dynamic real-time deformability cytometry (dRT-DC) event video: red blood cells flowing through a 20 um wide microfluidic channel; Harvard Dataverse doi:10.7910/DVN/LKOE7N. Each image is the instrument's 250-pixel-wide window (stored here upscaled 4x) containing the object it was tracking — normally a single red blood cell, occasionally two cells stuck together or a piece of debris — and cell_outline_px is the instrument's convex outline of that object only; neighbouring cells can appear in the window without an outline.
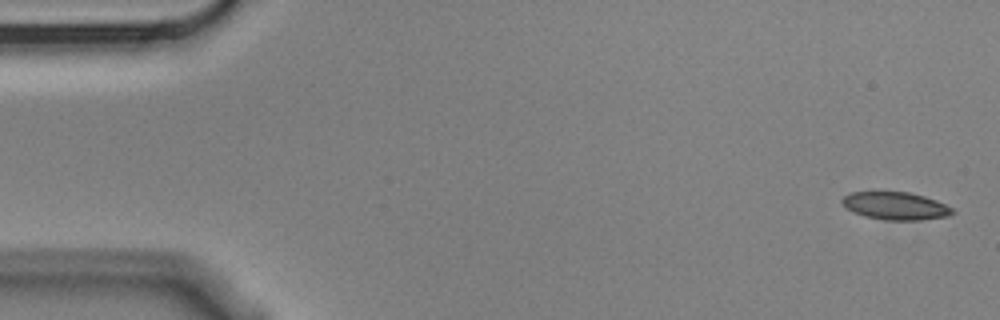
{"species": "Egyptian fruit bat (a non-hibernating species)", "species_latin": "Rousettus aegyptiacus", "temperature_condition": "cold", "stored_images_in_passage": 6, "camera_frame_rate_fps": 3000, "um_per_image_px": 0.085, "animal": {"sex": "male"}, "frame": {"image": 1, "passage_image": 1, "time_ms": 0.0, "image_size_px": [1000, 320], "cell_outline_px": [[956, 212], [948, 216], [920, 220], [884, 220], [864, 216], [848, 208], [840, 200], [844, 196], [852, 192], [908, 192], [924, 196], [936, 200], [952, 208]], "centroid_in_image_um": [76.15, 17.5], "position_along_channel_um": 8.9, "area_um2": 17.63}}